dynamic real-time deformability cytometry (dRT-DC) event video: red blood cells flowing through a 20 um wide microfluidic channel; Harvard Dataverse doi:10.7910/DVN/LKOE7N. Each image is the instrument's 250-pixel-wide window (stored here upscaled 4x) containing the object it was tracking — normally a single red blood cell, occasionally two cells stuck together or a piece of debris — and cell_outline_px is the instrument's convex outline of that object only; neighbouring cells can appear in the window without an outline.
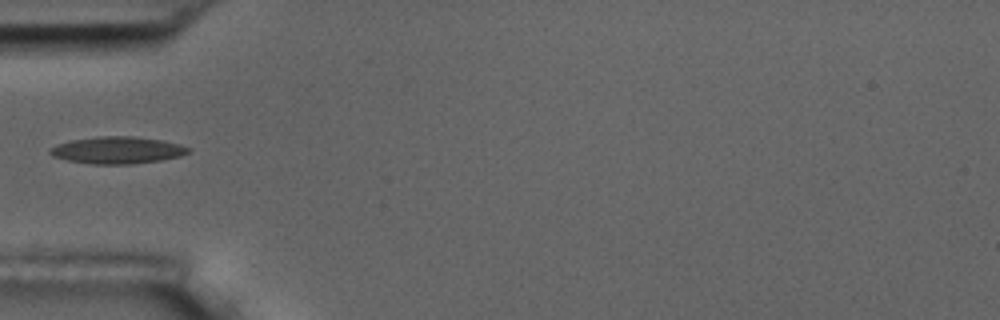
{"species": "common noctule bat (a hibernating species)", "species_latin": "Nyctalus noctula", "temperature_condition": "room temperature", "stored_images_in_passage": 5, "camera_frame_rate_fps": 3000, "um_per_image_px": 0.085, "animal": {"sex": "male", "body_mass_g": 17.5, "forearm_length_mm": 52.3}, "frame": {"image": 1, "passage_image": 5, "time_ms": 4.667, "image_size_px": [1000, 320], "cell_outline_px": [[188, 152], [180, 156], [160, 160], [132, 164], [92, 164], [68, 160], [52, 156], [48, 152], [48, 148], [56, 144], [72, 140], [96, 136], [132, 136], [160, 140], [180, 144], [188, 148]], "centroid_in_image_um": [9.91, 12.76], "position_along_channel_um": 75.1, "area_um2": 21.68}}